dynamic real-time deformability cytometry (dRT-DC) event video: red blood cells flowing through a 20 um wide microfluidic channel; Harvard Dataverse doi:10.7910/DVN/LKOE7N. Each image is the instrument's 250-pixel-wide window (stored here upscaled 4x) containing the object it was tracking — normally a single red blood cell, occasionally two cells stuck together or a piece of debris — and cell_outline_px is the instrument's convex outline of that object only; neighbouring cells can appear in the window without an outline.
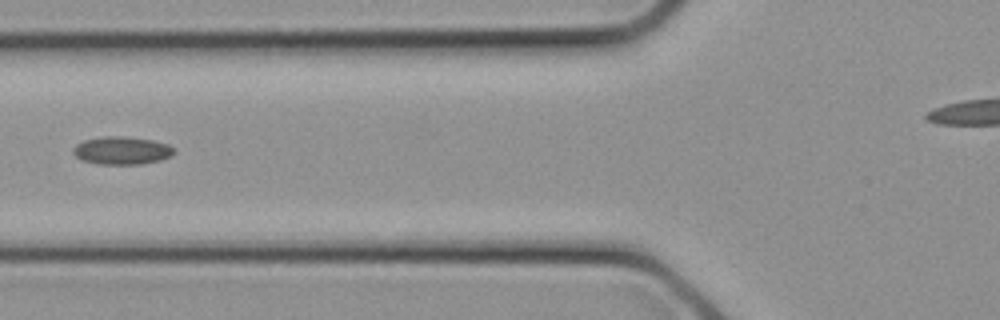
{"species": "common noctule bat (a hibernating species)", "species_latin": "Nyctalus noctula", "temperature_condition": "cold", "stored_images_in_passage": 11, "camera_frame_rate_fps": 3000, "um_per_image_px": 0.085, "animal": {"sex": "female", "body_mass_g": 21.9}, "frame": {"image": 1, "passage_image": 10, "time_ms": 3.0, "image_size_px": [1000, 320], "cell_outline_px": [[176, 152], [172, 156], [160, 160], [140, 164], [96, 164], [80, 160], [72, 152], [72, 148], [76, 144], [84, 140], [100, 136], [124, 136], [152, 140], [168, 144], [176, 148]], "centroid_in_image_um": [10.35, 12.79], "position_along_channel_um": 115.4, "area_um2": 16.7}}